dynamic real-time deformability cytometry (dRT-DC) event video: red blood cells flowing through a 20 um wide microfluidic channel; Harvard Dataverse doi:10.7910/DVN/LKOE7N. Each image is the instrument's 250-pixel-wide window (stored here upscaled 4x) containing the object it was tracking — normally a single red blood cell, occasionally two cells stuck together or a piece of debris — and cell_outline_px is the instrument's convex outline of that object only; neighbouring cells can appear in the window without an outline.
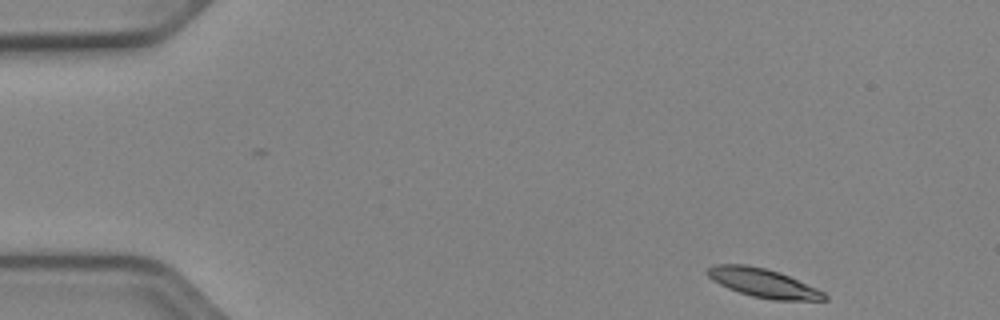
{"species": "Egyptian fruit bat (a non-hibernating species)", "species_latin": "Rousettus aegyptiacus", "temperature_condition": "cold", "stored_images_in_passage": 48, "camera_frame_rate_fps": 3000, "um_per_image_px": 0.085, "animal": {"sex": "female"}, "frame": {"image": 1, "passage_image": 1, "time_ms": 0.0, "image_size_px": [1000, 320], "cell_outline_px": [[828, 300], [772, 300], [752, 296], [728, 288], [712, 280], [704, 272], [708, 268], [716, 264], [744, 264], [764, 268], [780, 272], [816, 288], [824, 292], [828, 296]], "centroid_in_image_um": [64.86, 24.05], "position_along_channel_um": 20.1, "area_um2": 19.54}}
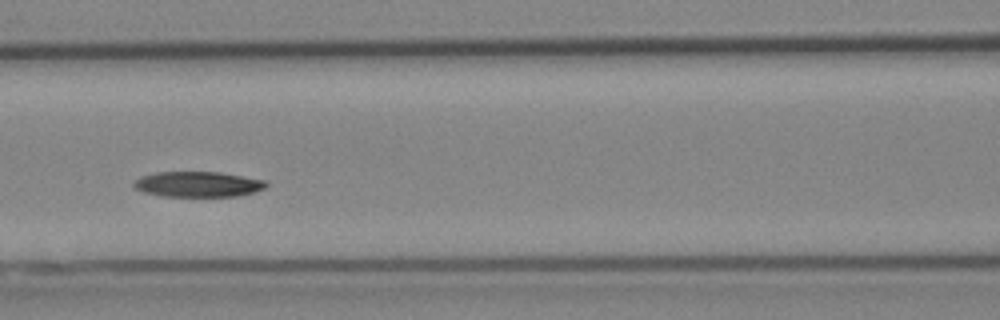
{"frame": {"image": 2, "passage_image": 19, "time_ms": 6.0, "image_size_px": [1000, 320], "cell_outline_px": [[268, 184], [264, 188], [240, 196], [160, 196], [144, 192], [136, 188], [132, 184], [140, 176], [156, 172], [220, 172], [268, 180]], "centroid_in_image_um": [16.85, 15.65], "position_along_channel_um": 149.8, "area_um2": 19.65}}
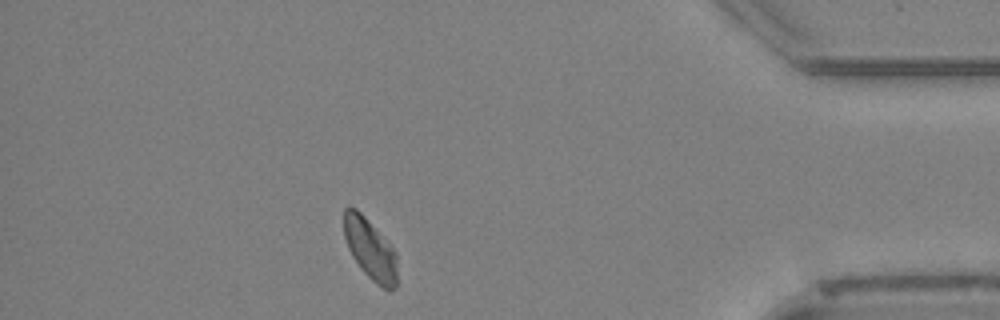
{"frame": {"image": 3, "passage_image": 42, "time_ms": 13.667, "image_size_px": [1000, 320], "cell_outline_px": [[396, 288], [388, 292], [376, 284], [360, 268], [352, 256], [348, 248], [344, 236], [344, 208], [356, 208], [364, 216], [396, 252]], "centroid_in_image_um": [31.46, 21.23], "position_along_channel_um": 403.7, "area_um2": 18.67}, "authors_computed_cell_mechanics": {"area_um2": 19.7387, "velocity_mm_per_s": 3.8364, "shape_relaxation_time_tau1_ms": 3.0976, "shape_relaxation_time_tau2_ms": null, "deformation_change_tau1": 0.112, "deformation_change_tau2": null}}